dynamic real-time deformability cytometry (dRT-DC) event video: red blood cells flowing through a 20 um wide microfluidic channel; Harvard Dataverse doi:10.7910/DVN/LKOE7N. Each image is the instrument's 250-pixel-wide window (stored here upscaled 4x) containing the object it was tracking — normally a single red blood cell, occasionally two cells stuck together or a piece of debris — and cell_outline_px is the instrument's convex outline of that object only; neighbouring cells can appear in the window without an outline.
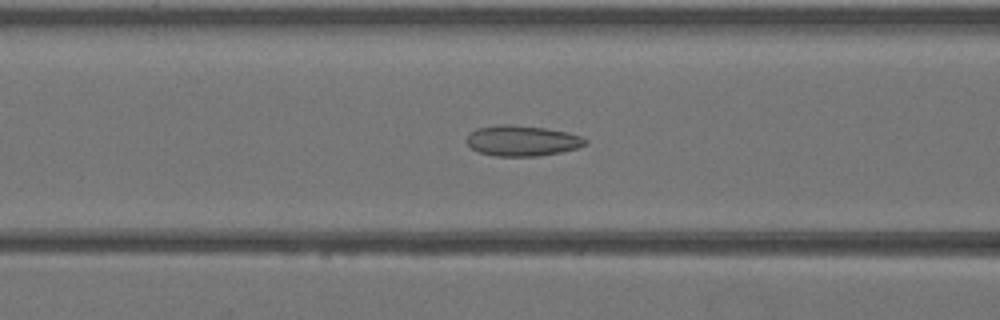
{"species": "Egyptian fruit bat (a non-hibernating species)", "species_latin": "Rousettus aegyptiacus", "temperature_condition": "warm", "stored_images_in_passage": 43, "camera_frame_rate_fps": 3000, "um_per_image_px": 0.085, "animal": {"sex": "female"}, "frame": {"image": 1, "passage_image": 18, "time_ms": 5.667, "image_size_px": [1000, 320], "cell_outline_px": [[588, 144], [576, 148], [560, 152], [536, 156], [496, 156], [480, 152], [472, 148], [464, 140], [476, 128], [500, 124], [508, 124], [544, 128], [564, 132], [580, 136], [588, 140]], "centroid_in_image_um": [44.36, 11.96], "position_along_channel_um": 122.2, "area_um2": 20.92}}
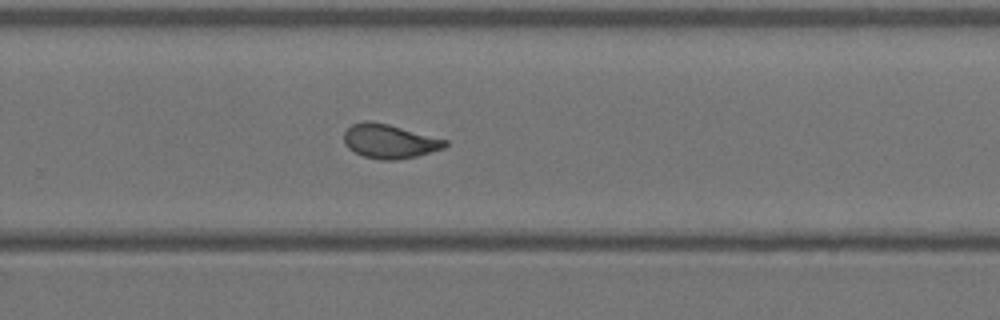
{"frame": {"image": 2, "passage_image": 29, "time_ms": 9.333, "image_size_px": [1000, 320], "cell_outline_px": [[448, 144], [444, 148], [416, 156], [396, 160], [380, 160], [364, 156], [348, 148], [344, 144], [344, 132], [352, 124], [364, 120], [372, 120], [388, 124], [448, 140]], "centroid_in_image_um": [33.09, 12.0], "position_along_channel_um": 296.7, "area_um2": 20.11}}
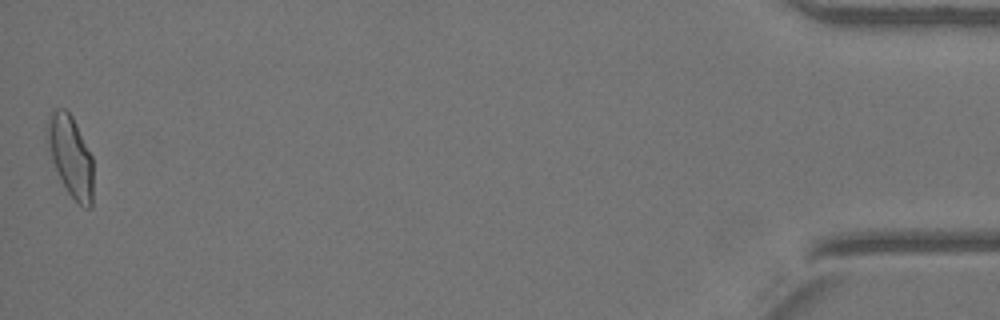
{"frame": {"image": 3, "passage_image": 43, "time_ms": 14.0, "image_size_px": [1000, 320], "cell_outline_px": [[92, 208], [84, 208], [68, 192], [52, 160], [44, 140], [48, 116], [56, 108], [64, 108], [72, 116], [92, 156]], "centroid_in_image_um": [5.97, 13.23], "position_along_channel_um": 429.2, "area_um2": 21.62}}